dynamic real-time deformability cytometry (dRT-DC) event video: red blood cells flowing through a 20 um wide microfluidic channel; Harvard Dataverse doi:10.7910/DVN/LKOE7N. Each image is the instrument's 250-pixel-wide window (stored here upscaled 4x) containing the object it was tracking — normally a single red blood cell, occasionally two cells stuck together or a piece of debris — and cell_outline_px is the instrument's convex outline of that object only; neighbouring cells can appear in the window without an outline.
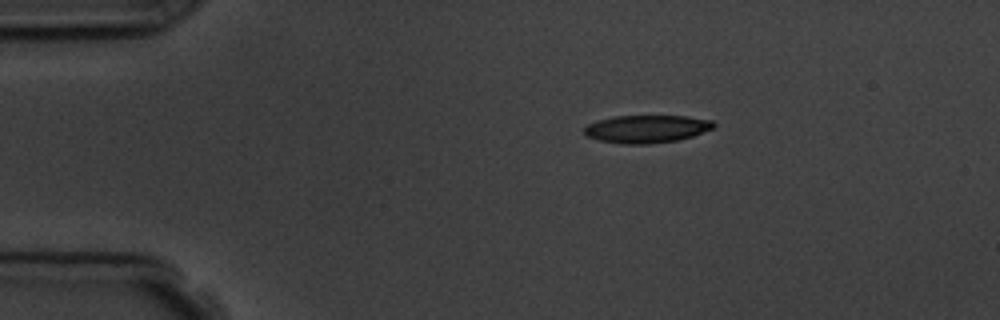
{"species": "common noctule bat (a hibernating species)", "species_latin": "Nyctalus noctula", "temperature_condition": "room temperature", "stored_images_in_passage": 2, "camera_frame_rate_fps": 3000, "um_per_image_px": 0.085, "animal": {"sex": "male", "body_mass_g": 19.5, "forearm_length_mm": 54.6}, "frame": {"image": 1, "passage_image": 1, "time_ms": 0.0, "image_size_px": [1000, 320], "cell_outline_px": [[716, 128], [692, 136], [676, 140], [648, 144], [624, 144], [600, 140], [584, 136], [584, 128], [588, 124], [596, 120], [616, 116], [688, 116], [712, 120], [716, 124]], "centroid_in_image_um": [54.98, 10.95], "position_along_channel_um": 30.0, "area_um2": 21.04}}